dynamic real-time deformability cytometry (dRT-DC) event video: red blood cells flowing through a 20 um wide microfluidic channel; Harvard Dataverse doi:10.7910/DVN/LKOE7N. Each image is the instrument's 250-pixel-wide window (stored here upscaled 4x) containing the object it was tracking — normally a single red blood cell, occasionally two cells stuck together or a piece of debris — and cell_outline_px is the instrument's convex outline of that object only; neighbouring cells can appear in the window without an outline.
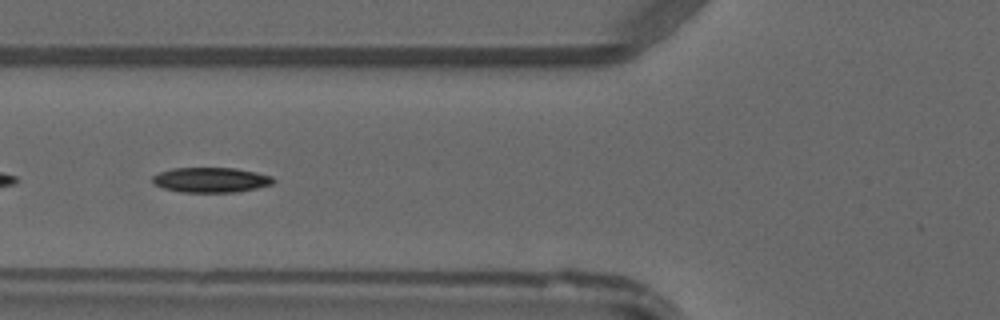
{"species": "common noctule bat (a hibernating species)", "species_latin": "Nyctalus noctula", "temperature_condition": "warm", "stored_images_in_passage": 42, "camera_frame_rate_fps": 3000, "um_per_image_px": 0.085, "animal": {"sex": "male", "forearm_length_mm": 52.5}, "frame": {"image": 1, "passage_image": 18, "time_ms": 5.667, "image_size_px": [1000, 320], "cell_outline_px": [[276, 180], [272, 184], [256, 188], [236, 192], [180, 192], [164, 188], [156, 184], [152, 180], [152, 176], [160, 172], [172, 168], [236, 168], [256, 172], [272, 176]], "centroid_in_image_um": [17.95, 15.29], "position_along_channel_um": 107.9, "area_um2": 17.57}}